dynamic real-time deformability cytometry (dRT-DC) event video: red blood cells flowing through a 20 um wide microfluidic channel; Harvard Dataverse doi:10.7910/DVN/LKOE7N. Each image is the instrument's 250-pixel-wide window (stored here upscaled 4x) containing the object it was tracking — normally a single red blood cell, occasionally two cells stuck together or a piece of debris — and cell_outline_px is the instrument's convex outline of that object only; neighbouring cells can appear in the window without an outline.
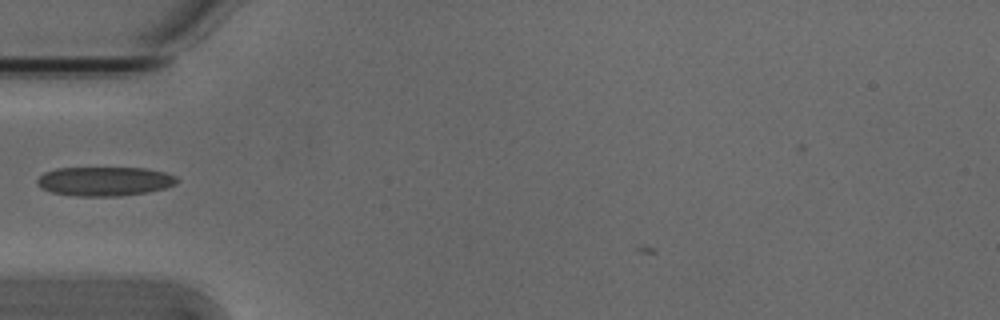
{"species": "Egyptian fruit bat (a non-hibernating species)", "species_latin": "Rousettus aegyptiacus", "temperature_condition": "cold", "stored_images_in_passage": 3, "camera_frame_rate_fps": 3000, "um_per_image_px": 0.085, "animal": {"sex": "male"}, "frame": {"image": 1, "passage_image": 2, "time_ms": 0.333, "image_size_px": [1000, 320], "cell_outline_px": [[180, 180], [176, 184], [164, 188], [148, 192], [120, 196], [76, 196], [52, 192], [40, 188], [36, 184], [36, 180], [44, 172], [56, 168], [144, 168], [164, 172], [176, 176]], "centroid_in_image_um": [8.88, 15.41], "position_along_channel_um": 76.1, "area_um2": 23.87}}
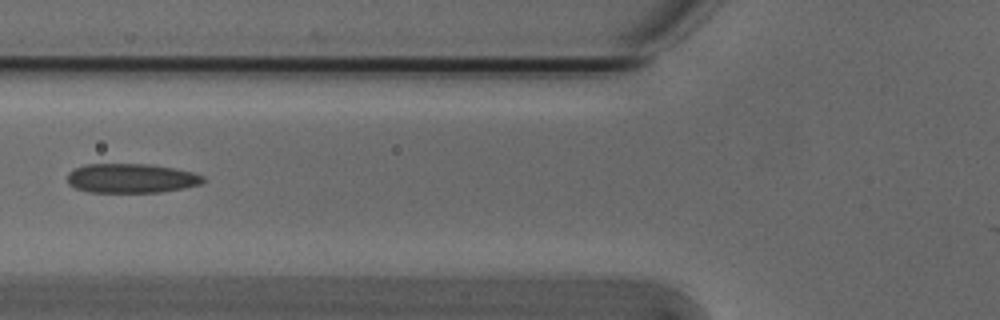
{"frame": {"image": 2, "passage_image": 3, "time_ms": 0.667, "image_size_px": [1000, 320], "cell_outline_px": [[204, 180], [200, 184], [184, 188], [160, 192], [88, 192], [76, 188], [68, 184], [68, 172], [84, 164], [148, 164], [172, 168], [192, 172], [204, 176]], "centroid_in_image_um": [11.13, 15.15], "position_along_channel_um": 114.7, "area_um2": 23.12}}